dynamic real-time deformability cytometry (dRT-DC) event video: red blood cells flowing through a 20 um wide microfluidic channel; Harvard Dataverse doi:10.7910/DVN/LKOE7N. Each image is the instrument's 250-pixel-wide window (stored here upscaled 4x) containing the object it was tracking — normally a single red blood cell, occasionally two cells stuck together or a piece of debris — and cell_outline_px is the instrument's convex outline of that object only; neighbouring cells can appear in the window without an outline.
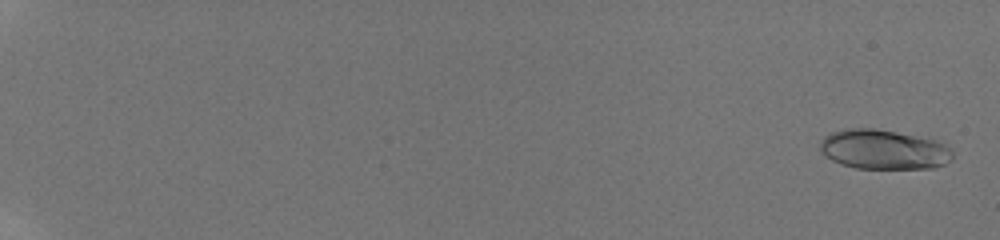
{"species": "human", "species_latin": "Homo sapiens", "temperature_condition": "room temperature", "stored_images_in_passage": 57, "camera_frame_rate_fps": 3000, "um_per_image_px": 0.085, "donor": {"sex": "male"}, "frame": {"image": 1, "passage_image": 2, "time_ms": 0.333, "image_size_px": [1000, 240], "cell_outline_px": [[952, 160], [944, 164], [932, 168], [856, 168], [840, 164], [824, 156], [820, 148], [820, 140], [824, 136], [832, 132], [848, 128], [872, 128], [896, 132], [936, 140], [952, 148]], "centroid_in_image_um": [75.1, 12.71], "position_along_channel_um": 9.9, "area_um2": 30.63}}
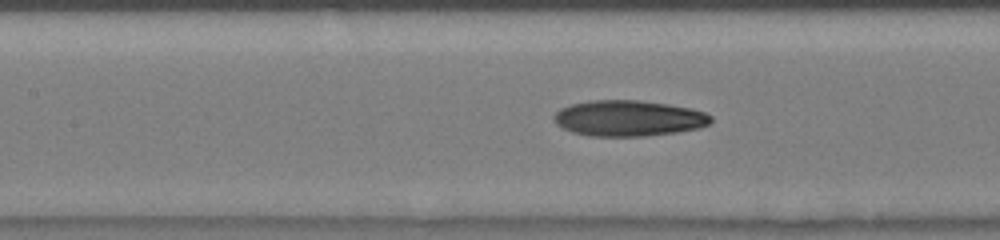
{"frame": {"image": 2, "passage_image": 31, "time_ms": 10.0, "image_size_px": [1000, 240], "cell_outline_px": [[712, 124], [700, 128], [676, 132], [644, 136], [588, 136], [572, 132], [556, 124], [552, 120], [552, 116], [560, 108], [572, 104], [588, 100], [640, 100], [668, 104], [692, 108], [704, 112], [712, 116]], "centroid_in_image_um": [53.43, 10.05], "position_along_channel_um": 154.0, "area_um2": 33.12}}
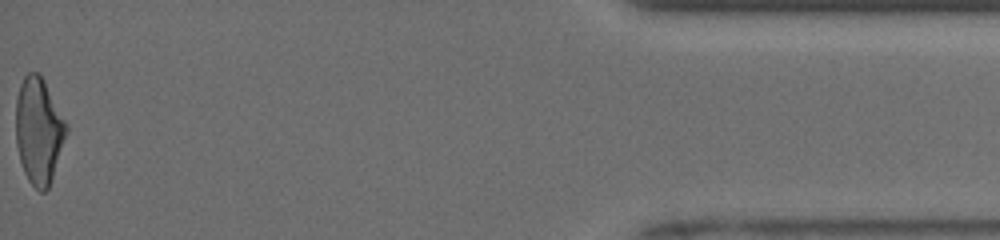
{"frame": {"image": 3, "passage_image": 57, "time_ms": 18.667, "image_size_px": [1000, 240], "cell_outline_px": [[68, 132], [48, 188], [44, 192], [40, 192], [28, 180], [24, 172], [20, 160], [16, 144], [16, 96], [20, 84], [24, 76], [28, 72], [40, 72], [68, 124]], "centroid_in_image_um": [3.3, 11.07], "position_along_channel_um": 431.9, "area_um2": 31.44}, "authors_computed_cell_mechanics": {"area_um2": 30.923, "velocity_mm_per_s": 3.9926, "shape_relaxation_time_tau1_ms": 8.8603, "shape_relaxation_time_tau2_ms": 2.0957, "deformation_change_tau1": 0.2683, "deformation_change_tau2": 0.0969}}